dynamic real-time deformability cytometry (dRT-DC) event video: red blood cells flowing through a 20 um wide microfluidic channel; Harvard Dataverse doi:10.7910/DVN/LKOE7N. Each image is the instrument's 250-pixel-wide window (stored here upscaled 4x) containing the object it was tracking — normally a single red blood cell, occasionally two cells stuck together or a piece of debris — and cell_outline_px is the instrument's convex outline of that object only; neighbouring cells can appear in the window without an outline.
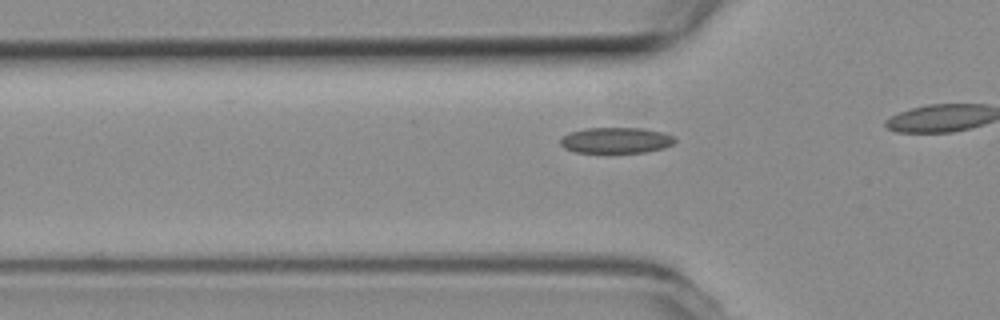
{"species": "common noctule bat (a hibernating species)", "species_latin": "Nyctalus noctula", "temperature_condition": "room temperature", "stored_images_in_passage": 35, "camera_frame_rate_fps": 3000, "um_per_image_px": 0.085, "animal": {"sex": "female", "body_mass_g": 19.3, "forearm_length_mm": 54.1}, "frame": {"image": 1, "passage_image": 14, "time_ms": 4.333, "image_size_px": [1000, 320], "cell_outline_px": [[676, 140], [672, 144], [664, 148], [644, 152], [576, 152], [564, 148], [560, 144], [560, 140], [564, 136], [572, 132], [584, 128], [644, 128], [660, 132], [672, 136]], "centroid_in_image_um": [52.35, 11.92], "position_along_channel_um": 73.4, "area_um2": 16.99}}
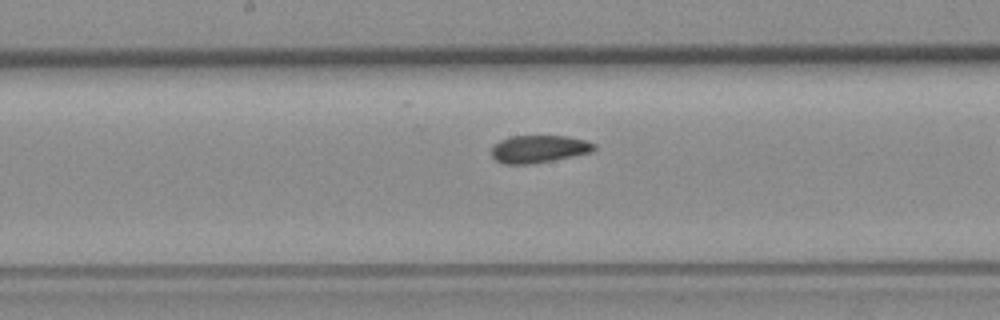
{"frame": {"image": 2, "passage_image": 24, "time_ms": 7.667, "image_size_px": [1000, 320], "cell_outline_px": [[596, 148], [592, 152], [552, 160], [528, 164], [504, 164], [496, 160], [492, 156], [492, 148], [500, 140], [512, 136], [568, 136], [584, 140], [596, 144]], "centroid_in_image_um": [45.81, 12.66], "position_along_channel_um": 202.4, "area_um2": 16.3}}
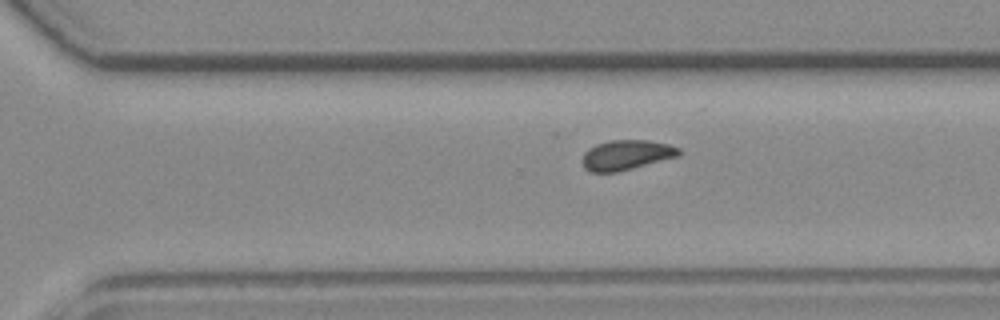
{"frame": {"image": 3, "passage_image": 33, "time_ms": 10.667, "image_size_px": [1000, 320], "cell_outline_px": [[680, 152], [676, 156], [632, 168], [616, 172], [592, 172], [584, 168], [584, 152], [588, 148], [596, 144], [612, 140], [648, 140], [668, 144], [680, 148]], "centroid_in_image_um": [53.22, 13.16], "position_along_channel_um": 317.4, "area_um2": 16.47}}